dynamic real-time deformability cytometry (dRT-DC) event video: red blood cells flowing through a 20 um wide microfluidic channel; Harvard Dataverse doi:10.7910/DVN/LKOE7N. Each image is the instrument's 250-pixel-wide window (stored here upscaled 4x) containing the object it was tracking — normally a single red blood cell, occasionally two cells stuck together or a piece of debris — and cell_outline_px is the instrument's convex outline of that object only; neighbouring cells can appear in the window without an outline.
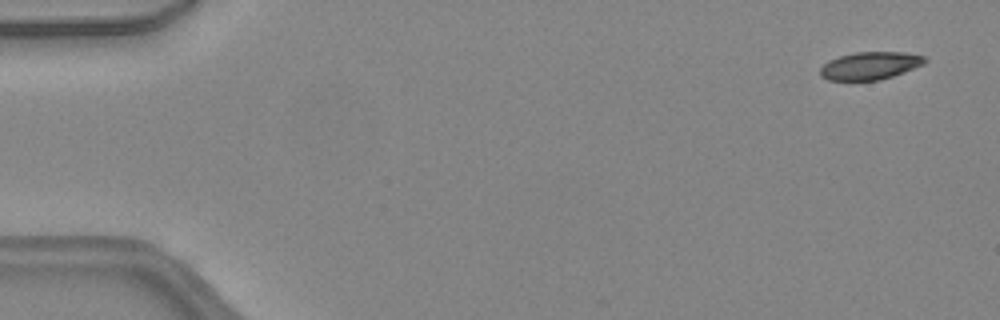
{"species": "common noctule bat (a hibernating species)", "species_latin": "Nyctalus noctula", "temperature_condition": "warm", "stored_images_in_passage": 47, "camera_frame_rate_fps": 3000, "um_per_image_px": 0.085, "animal": {"sex": "female", "body_mass_g": 24.6, "forearm_length_mm": 56.2}, "frame": {"image": 1, "passage_image": 3, "time_ms": 0.667, "image_size_px": [1000, 320], "cell_outline_px": [[928, 60], [924, 64], [904, 72], [880, 80], [828, 80], [820, 76], [820, 68], [828, 60], [840, 56], [856, 52], [904, 52], [924, 56]], "centroid_in_image_um": [73.96, 5.58], "position_along_channel_um": 11.0, "area_um2": 16.88}}
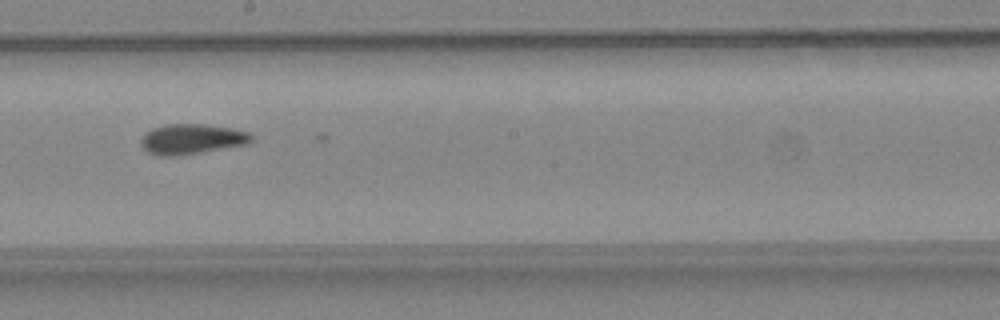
{"frame": {"image": 2, "passage_image": 27, "time_ms": 8.667, "image_size_px": [1000, 320], "cell_outline_px": [[252, 140], [244, 144], [200, 152], [176, 156], [160, 156], [148, 152], [140, 144], [140, 140], [144, 132], [152, 128], [164, 124], [208, 124], [232, 128], [248, 132], [252, 136]], "centroid_in_image_um": [16.23, 11.8], "position_along_channel_um": 232.0, "area_um2": 19.36}}
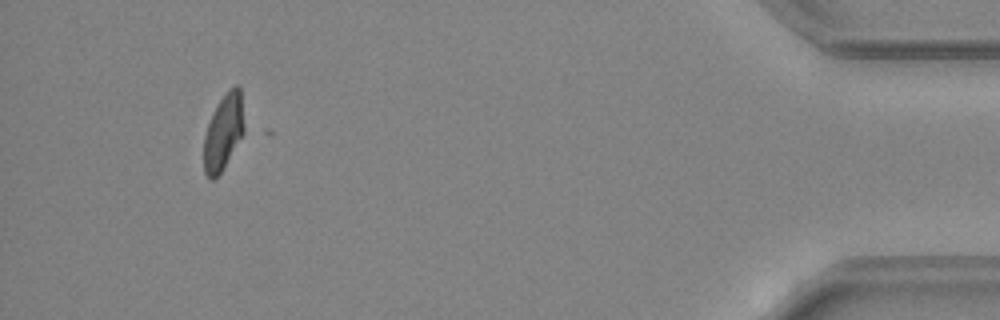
{"frame": {"image": 3, "passage_image": 44, "time_ms": 14.333, "image_size_px": [1000, 320], "cell_outline_px": [[248, 132], [220, 172], [212, 180], [208, 180], [204, 172], [204, 136], [212, 112], [216, 104], [228, 88], [236, 84], [240, 84]], "centroid_in_image_um": [19.07, 11.16], "position_along_channel_um": 416.1, "area_um2": 18.96}}